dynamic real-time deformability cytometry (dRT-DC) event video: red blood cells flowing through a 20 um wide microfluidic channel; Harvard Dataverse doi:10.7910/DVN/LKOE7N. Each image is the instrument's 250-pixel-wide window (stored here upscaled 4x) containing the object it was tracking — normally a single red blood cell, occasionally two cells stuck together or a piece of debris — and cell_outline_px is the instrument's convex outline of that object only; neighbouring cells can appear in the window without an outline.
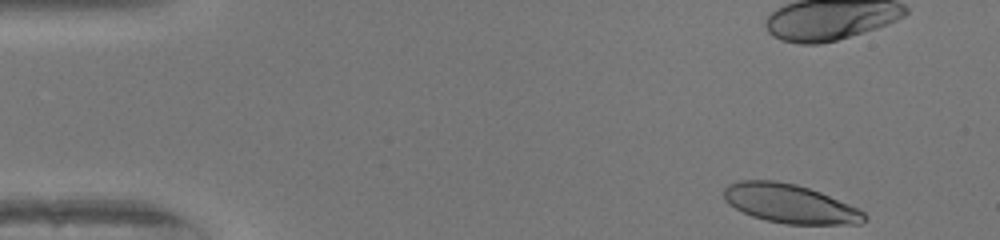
{"species": "human", "species_latin": "Homo sapiens", "temperature_condition": "warm", "stored_images_in_passage": 23, "camera_frame_rate_fps": 3000, "um_per_image_px": 0.085, "donor": {"sex": "female"}, "frame": {"image": 1, "passage_image": 1, "time_ms": 0.0, "image_size_px": [1000, 240], "cell_outline_px": [[868, 216], [860, 224], [788, 224], [764, 220], [752, 216], [728, 204], [724, 200], [724, 188], [728, 184], [740, 180], [776, 180], [796, 184], [820, 192], [848, 204], [864, 212]], "centroid_in_image_um": [67.11, 17.3], "position_along_channel_um": 17.9, "area_um2": 31.73}}